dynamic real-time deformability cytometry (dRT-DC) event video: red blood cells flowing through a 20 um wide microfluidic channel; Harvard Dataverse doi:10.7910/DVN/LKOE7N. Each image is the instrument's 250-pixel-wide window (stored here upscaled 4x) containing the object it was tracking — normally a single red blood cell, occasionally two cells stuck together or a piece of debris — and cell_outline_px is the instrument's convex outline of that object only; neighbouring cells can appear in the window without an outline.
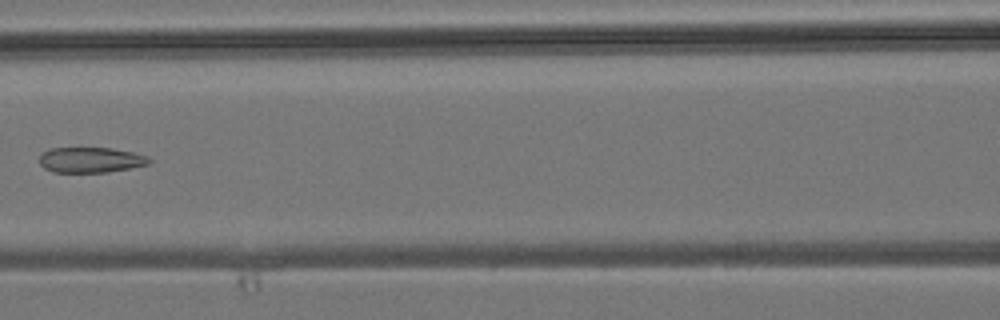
{"species": "common noctule bat (a hibernating species)", "species_latin": "Nyctalus noctula", "temperature_condition": "room temperature", "stored_images_in_passage": 6, "camera_frame_rate_fps": 3000, "um_per_image_px": 0.085, "animal": {"sex": "male", "body_mass_g": 19.2, "forearm_length_mm": 51.8}, "frame": {"image": 1, "passage_image": 6, "time_ms": 6.333, "image_size_px": [1000, 320], "cell_outline_px": [[152, 160], [148, 164], [108, 172], [52, 172], [44, 168], [40, 164], [40, 156], [48, 148], [112, 148], [132, 152], [148, 156]], "centroid_in_image_um": [7.7, 13.59], "position_along_channel_um": 158.9, "area_um2": 16.18}}